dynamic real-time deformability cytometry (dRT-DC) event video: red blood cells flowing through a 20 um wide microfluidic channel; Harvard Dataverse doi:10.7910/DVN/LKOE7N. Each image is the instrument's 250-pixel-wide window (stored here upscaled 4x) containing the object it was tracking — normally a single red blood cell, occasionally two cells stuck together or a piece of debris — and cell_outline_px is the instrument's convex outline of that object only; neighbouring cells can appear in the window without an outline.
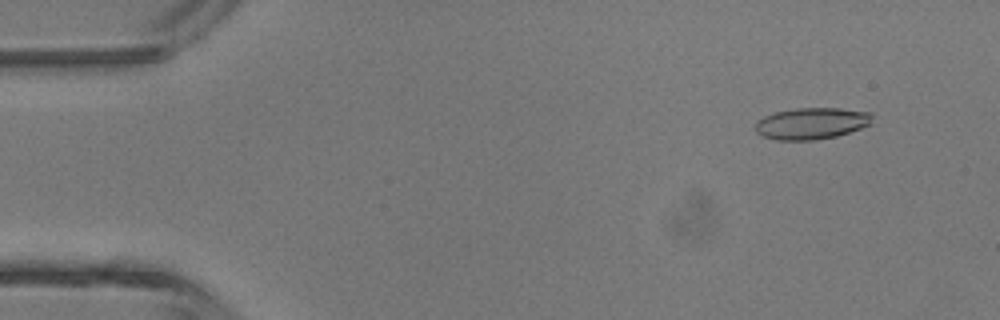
{"species": "common noctule bat (a hibernating species)", "species_latin": "Nyctalus noctula", "temperature_condition": "room temperature", "stored_images_in_passage": 5, "camera_frame_rate_fps": 3000, "um_per_image_px": 0.085, "animal": {"sex": "male", "body_mass_g": 13.3}, "frame": {"image": 1, "passage_image": 2, "time_ms": 1.0, "image_size_px": [1000, 320], "cell_outline_px": [[872, 124], [836, 136], [816, 140], [776, 140], [764, 136], [756, 132], [756, 124], [764, 116], [776, 112], [796, 108], [840, 108], [872, 112]], "centroid_in_image_um": [69.02, 10.49], "position_along_channel_um": 16.0, "area_um2": 21.44}}
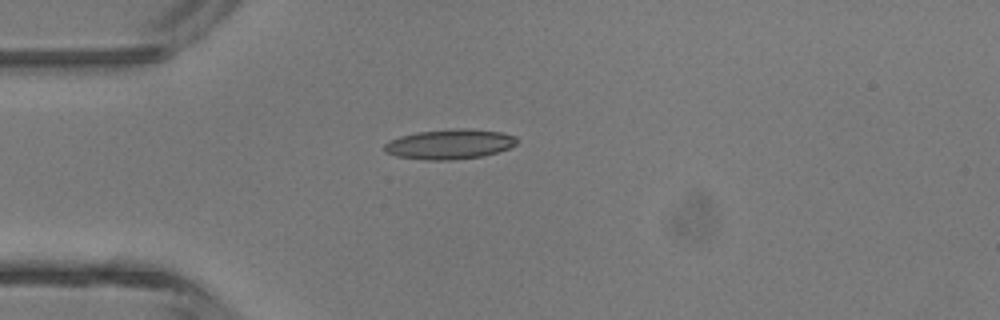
{"frame": {"image": 2, "passage_image": 4, "time_ms": 3.667, "image_size_px": [1000, 320], "cell_outline_px": [[520, 140], [516, 144], [508, 148], [496, 152], [480, 156], [452, 160], [424, 160], [396, 156], [384, 152], [384, 144], [388, 140], [400, 136], [416, 132], [460, 128], [464, 128], [500, 132], [516, 136]], "centroid_in_image_um": [38.19, 12.25], "position_along_channel_um": 46.8, "area_um2": 23.12}}